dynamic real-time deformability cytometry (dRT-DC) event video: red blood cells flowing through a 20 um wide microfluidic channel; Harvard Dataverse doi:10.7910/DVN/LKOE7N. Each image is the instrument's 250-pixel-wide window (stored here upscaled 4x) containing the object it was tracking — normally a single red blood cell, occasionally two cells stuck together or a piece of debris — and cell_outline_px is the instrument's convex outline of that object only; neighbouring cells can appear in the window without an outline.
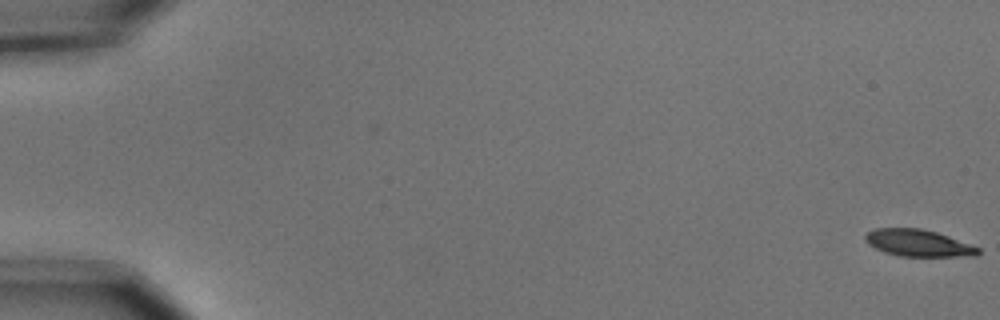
{"species": "common noctule bat (a hibernating species)", "species_latin": "Nyctalus noctula", "temperature_condition": "cold", "stored_images_in_passage": 56, "camera_frame_rate_fps": 3000, "um_per_image_px": 0.085, "animal": {"sex": "male", "body_mass_g": 15.6}, "frame": {"image": 1, "passage_image": 1, "time_ms": 0.0, "image_size_px": [1000, 320], "cell_outline_px": [[980, 252], [976, 256], [900, 256], [884, 252], [868, 244], [864, 240], [864, 236], [868, 232], [876, 228], [920, 228], [936, 232], [948, 236], [980, 248]], "centroid_in_image_um": [78.03, 20.66], "position_along_channel_um": 7.0, "area_um2": 17.57}}
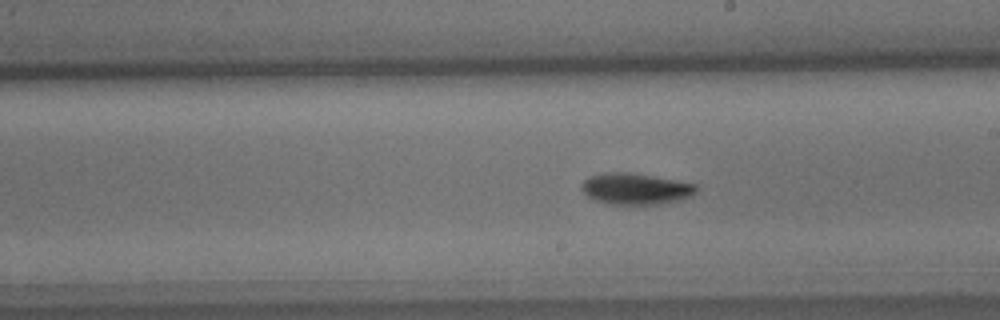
{"frame": {"image": 2, "passage_image": 33, "time_ms": 10.667, "image_size_px": [1000, 320], "cell_outline_px": [[696, 192], [692, 196], [684, 200], [660, 204], [608, 204], [596, 200], [588, 196], [580, 188], [580, 184], [588, 176], [604, 172], [628, 172], [652, 176], [696, 184]], "centroid_in_image_um": [54.01, 16.05], "position_along_channel_um": 235.0, "area_um2": 21.04}}
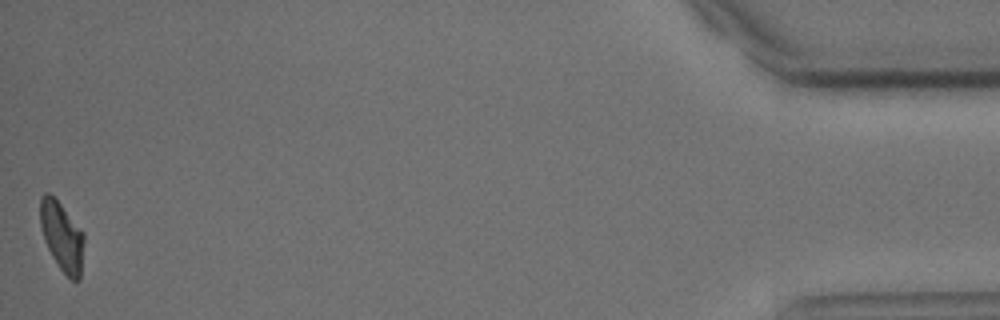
{"frame": {"image": 3, "passage_image": 56, "time_ms": 18.333, "image_size_px": [1000, 320], "cell_outline_px": [[84, 240], [80, 280], [72, 280], [60, 268], [52, 256], [44, 240], [40, 228], [40, 196], [44, 192], [48, 192], [60, 204], [84, 232]], "centroid_in_image_um": [5.25, 20.08], "position_along_channel_um": 429.9, "area_um2": 17.57}, "authors_computed_cell_mechanics": {"area_um2": 19.074, "velocity_mm_per_s": 3.6598, "shape_relaxation_time_tau1_ms": 2.7903, "shape_relaxation_time_tau2_ms": null, "deformation_change_tau1": 0.1097, "deformation_change_tau2": null}}